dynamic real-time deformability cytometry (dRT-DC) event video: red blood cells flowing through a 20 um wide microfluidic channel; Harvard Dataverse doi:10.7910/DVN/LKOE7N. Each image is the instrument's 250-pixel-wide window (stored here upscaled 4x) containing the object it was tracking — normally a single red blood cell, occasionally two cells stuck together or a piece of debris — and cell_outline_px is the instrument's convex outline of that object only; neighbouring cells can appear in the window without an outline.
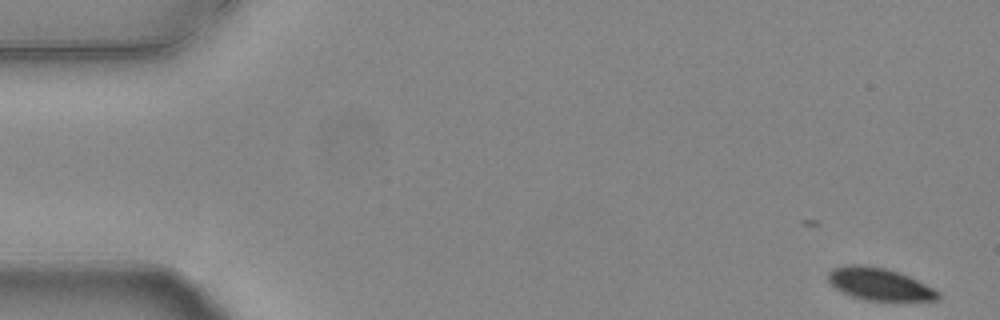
{"species": "common noctule bat (a hibernating species)", "species_latin": "Nyctalus noctula", "temperature_condition": "warm", "stored_images_in_passage": 23, "camera_frame_rate_fps": 3000, "um_per_image_px": 0.085, "animal": {"sex": "female", "body_mass_g": 24.6, "forearm_length_mm": 56.2}, "frame": {"image": 1, "passage_image": 1, "time_ms": 0.0, "image_size_px": [1000, 320], "cell_outline_px": [[940, 296], [936, 300], [864, 300], [840, 292], [828, 280], [828, 272], [832, 268], [852, 264], [860, 264], [884, 268], [908, 276], [940, 292]], "centroid_in_image_um": [74.7, 24.15], "position_along_channel_um": 10.3, "area_um2": 20.35}}
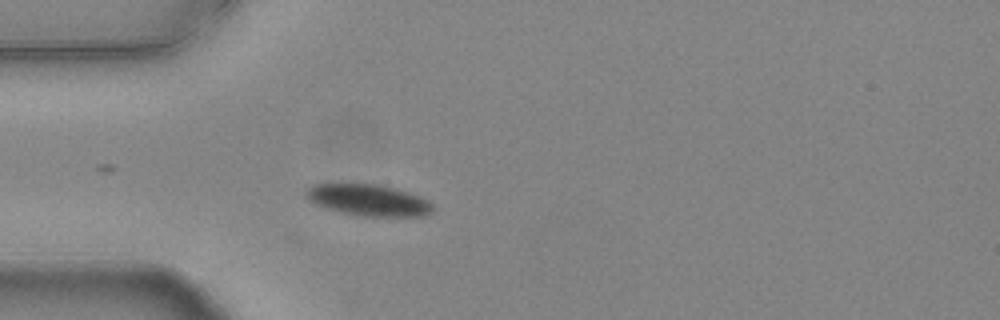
{"frame": {"image": 2, "passage_image": 15, "time_ms": 4.667, "image_size_px": [1000, 320], "cell_outline_px": [[432, 212], [424, 216], [360, 216], [328, 208], [316, 204], [308, 200], [304, 192], [312, 184], [380, 184], [396, 188], [420, 196], [428, 200], [432, 204]], "centroid_in_image_um": [31.33, 17.0], "position_along_channel_um": 53.7, "area_um2": 23.12}}
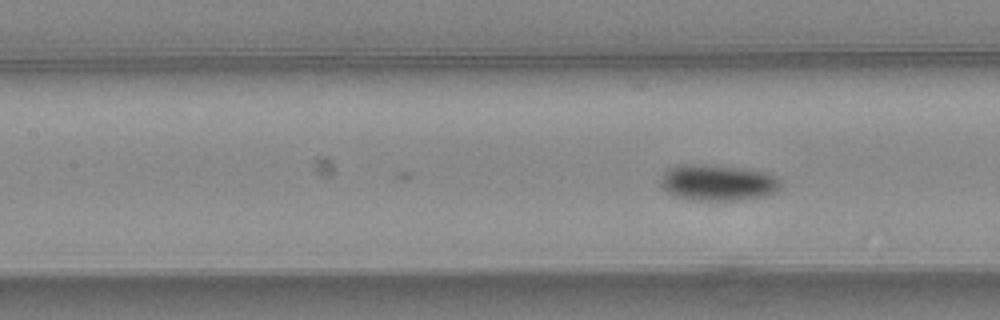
{"frame": {"image": 3, "passage_image": 23, "time_ms": 7.333, "image_size_px": [1000, 320], "cell_outline_px": [[780, 184], [772, 192], [764, 196], [740, 200], [692, 200], [676, 196], [668, 192], [660, 184], [660, 180], [664, 172], [668, 168], [680, 164], [700, 164], [748, 168], [768, 172], [776, 176], [780, 180]], "centroid_in_image_um": [60.99, 15.5], "position_along_channel_um": 146.4, "area_um2": 25.32}}